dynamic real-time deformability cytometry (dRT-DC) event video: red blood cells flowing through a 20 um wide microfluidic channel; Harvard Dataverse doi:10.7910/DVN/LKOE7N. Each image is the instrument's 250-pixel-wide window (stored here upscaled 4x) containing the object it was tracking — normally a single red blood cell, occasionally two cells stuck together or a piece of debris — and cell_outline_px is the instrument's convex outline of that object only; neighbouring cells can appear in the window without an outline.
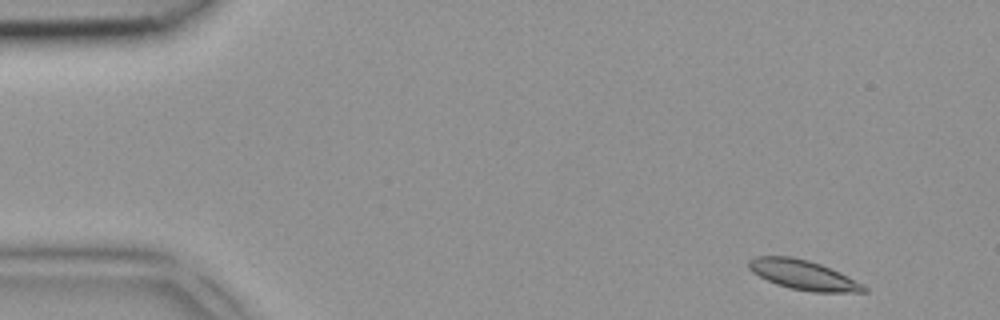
{"species": "common noctule bat (a hibernating species)", "species_latin": "Nyctalus noctula", "temperature_condition": "room temperature", "stored_images_in_passage": 4, "segment_of_instrument_passage": [2, 2], "camera_frame_rate_fps": 3000, "um_per_image_px": 0.085, "animal": {"sex": "female", "body_mass_g": 18.4}, "frame": {"image": 1, "passage_image": 4, "time_ms": 1.0, "image_size_px": [1000, 320], "cell_outline_px": [[868, 292], [812, 292], [792, 288], [776, 284], [752, 272], [748, 268], [748, 260], [756, 256], [792, 256], [808, 260], [820, 264], [840, 272], [864, 284], [868, 288]], "centroid_in_image_um": [68.29, 23.36], "position_along_channel_um": 16.7, "area_um2": 19.88}}